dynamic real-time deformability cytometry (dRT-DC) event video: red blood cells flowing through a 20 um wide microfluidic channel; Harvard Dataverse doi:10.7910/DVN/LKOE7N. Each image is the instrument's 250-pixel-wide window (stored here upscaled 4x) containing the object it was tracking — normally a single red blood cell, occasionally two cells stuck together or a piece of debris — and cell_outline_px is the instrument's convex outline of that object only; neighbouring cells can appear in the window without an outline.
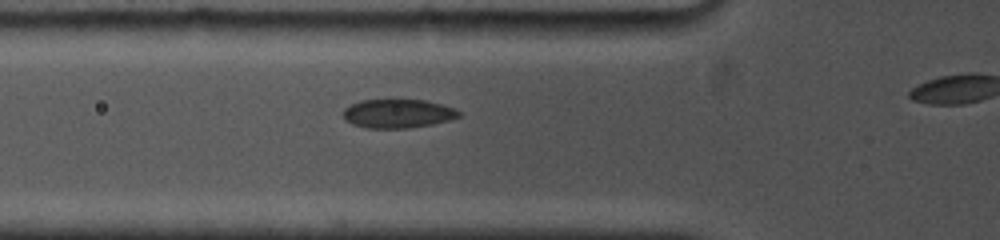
{"species": "common noctule bat (a hibernating species)", "species_latin": "Nyctalus noctula", "temperature_condition": "cold", "stored_images_in_passage": 6, "segment_of_instrument_passage": [1, 2], "camera_frame_rate_fps": 5000, "um_per_image_px": 0.085, "animal": {"sex": "female", "body_mass_g": 19.0, "forearm_length_mm": 53.3}, "frame": {"image": 1, "passage_image": 5, "time_ms": 3.6, "image_size_px": [1000, 240], "cell_outline_px": [[460, 116], [448, 120], [432, 124], [408, 128], [364, 128], [352, 124], [344, 120], [344, 108], [360, 100], [424, 100], [456, 108], [460, 112]], "centroid_in_image_um": [33.8, 9.66], "position_along_channel_um": 92.0, "area_um2": 19.36}}